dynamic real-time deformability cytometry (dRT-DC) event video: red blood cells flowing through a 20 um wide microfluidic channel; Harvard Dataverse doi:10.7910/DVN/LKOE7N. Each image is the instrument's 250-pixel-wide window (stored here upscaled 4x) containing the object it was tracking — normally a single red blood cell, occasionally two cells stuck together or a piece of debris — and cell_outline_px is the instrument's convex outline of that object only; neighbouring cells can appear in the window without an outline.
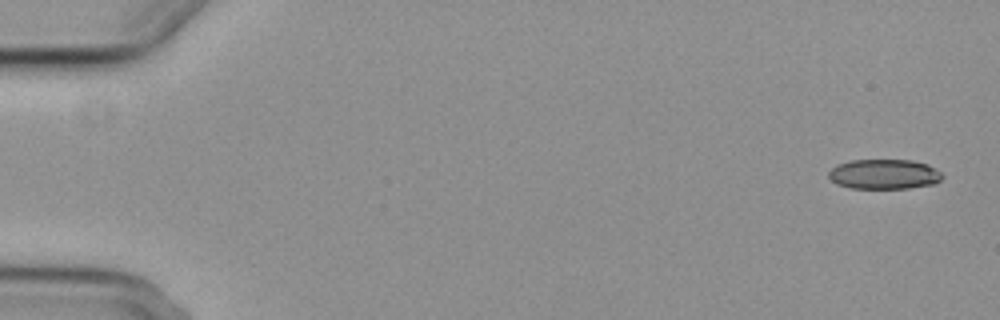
{"species": "common noctule bat (a hibernating species)", "species_latin": "Nyctalus noctula", "temperature_condition": "cold", "stored_images_in_passage": 6, "camera_frame_rate_fps": 3000, "um_per_image_px": 0.085, "animal": {"sex": "female", "body_mass_g": 29.2, "forearm_length_mm": 56.3}, "frame": {"image": 1, "passage_image": 1, "time_ms": 0.0, "image_size_px": [1000, 320], "cell_outline_px": [[944, 176], [936, 184], [908, 188], [852, 188], [836, 184], [828, 176], [828, 172], [836, 164], [852, 160], [912, 160], [928, 164], [936, 168]], "centroid_in_image_um": [75.17, 14.8], "position_along_channel_um": 9.8, "area_um2": 19.94}}